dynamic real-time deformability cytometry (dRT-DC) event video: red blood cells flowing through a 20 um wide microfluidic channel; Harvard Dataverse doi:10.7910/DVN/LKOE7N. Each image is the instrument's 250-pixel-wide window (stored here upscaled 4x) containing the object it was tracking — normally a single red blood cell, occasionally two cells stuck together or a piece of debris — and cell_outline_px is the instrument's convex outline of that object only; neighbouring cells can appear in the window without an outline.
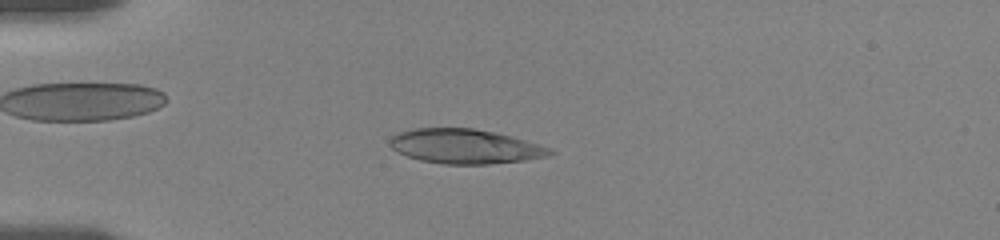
{"species": "human", "species_latin": "Homo sapiens", "temperature_condition": "room temperature", "stored_images_in_passage": 31, "camera_frame_rate_fps": 3000, "um_per_image_px": 0.085, "donor": {"sex": "female"}, "frame": {"image": 1, "passage_image": 16, "time_ms": 5.0, "image_size_px": [1000, 240], "cell_outline_px": [[556, 152], [548, 156], [524, 160], [488, 164], [444, 164], [420, 160], [396, 152], [388, 144], [388, 140], [396, 132], [412, 128], [472, 128], [512, 136], [552, 148]], "centroid_in_image_um": [39.5, 12.44], "position_along_channel_um": 45.5, "area_um2": 32.37}}
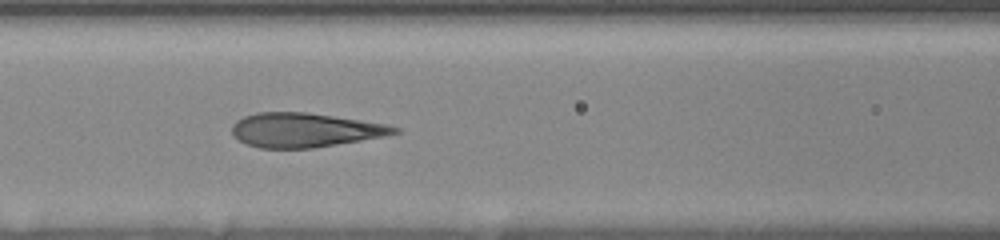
{"frame": {"image": 2, "passage_image": 26, "time_ms": 8.333, "image_size_px": [1000, 240], "cell_outline_px": [[400, 132], [384, 136], [312, 148], [260, 148], [248, 144], [232, 136], [232, 124], [236, 120], [244, 116], [256, 112], [308, 112], [360, 120], [384, 124], [400, 128]], "centroid_in_image_um": [25.86, 11.04], "position_along_channel_um": 140.7, "area_um2": 32.19}}
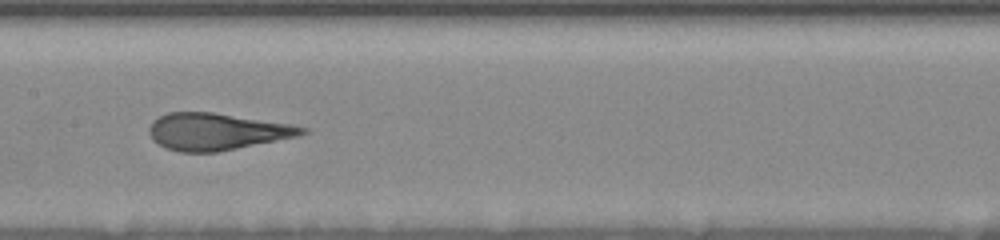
{"frame": {"image": 3, "passage_image": 30, "time_ms": 9.667, "image_size_px": [1000, 240], "cell_outline_px": [[308, 132], [296, 136], [216, 152], [180, 152], [164, 148], [152, 140], [148, 132], [148, 128], [152, 120], [168, 112], [212, 112], [292, 124], [308, 128]], "centroid_in_image_um": [18.36, 11.18], "position_along_channel_um": 189.0, "area_um2": 32.77}}